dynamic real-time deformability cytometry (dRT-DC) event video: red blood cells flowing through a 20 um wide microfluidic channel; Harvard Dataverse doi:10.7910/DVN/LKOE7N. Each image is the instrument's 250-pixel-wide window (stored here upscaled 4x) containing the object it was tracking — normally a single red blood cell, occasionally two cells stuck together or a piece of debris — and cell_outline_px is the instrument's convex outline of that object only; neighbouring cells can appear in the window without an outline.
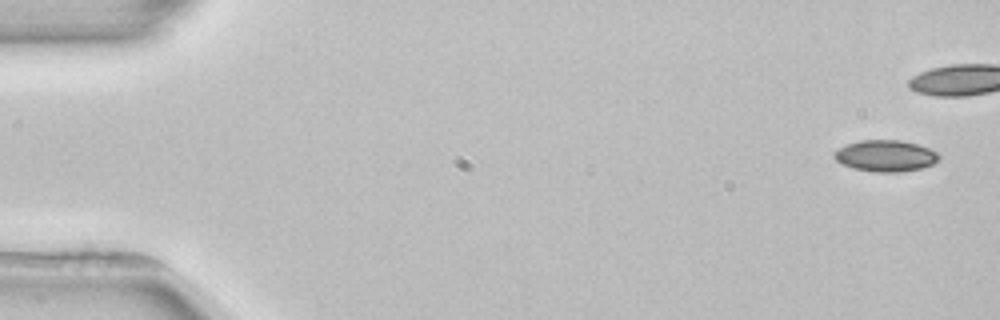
{"species": "common noctule bat (a hibernating species)", "species_latin": "Nyctalus noctula", "temperature_condition": "room temperature", "stored_images_in_passage": 5, "camera_frame_rate_fps": 3000, "um_per_image_px": 0.085, "animal": {"sex": "female", "body_mass_g": 22.7, "forearm_length_mm": 54.2}, "frame": {"image": 1, "passage_image": 1, "time_ms": 0.0, "image_size_px": [1000, 320], "cell_outline_px": [[940, 160], [932, 164], [920, 168], [900, 172], [876, 172], [852, 168], [840, 164], [832, 156], [832, 152], [848, 144], [860, 140], [900, 140], [916, 144], [928, 148], [936, 152], [940, 156]], "centroid_in_image_um": [75.24, 13.25], "position_along_channel_um": 9.8, "area_um2": 19.19}}